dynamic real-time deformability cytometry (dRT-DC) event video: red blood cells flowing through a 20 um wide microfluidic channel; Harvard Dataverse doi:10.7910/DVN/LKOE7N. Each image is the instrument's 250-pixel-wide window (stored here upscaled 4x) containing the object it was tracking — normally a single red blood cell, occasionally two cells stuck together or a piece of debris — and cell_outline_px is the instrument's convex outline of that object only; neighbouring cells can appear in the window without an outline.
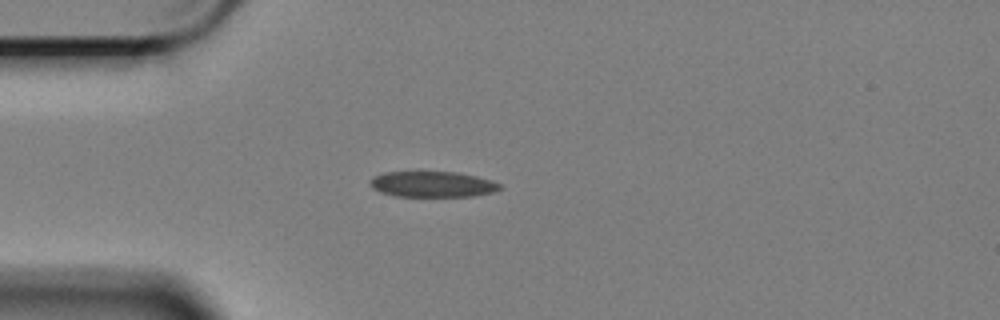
{"species": "Egyptian fruit bat (a non-hibernating species)", "species_latin": "Rousettus aegyptiacus", "temperature_condition": "cold", "stored_images_in_passage": 7, "camera_frame_rate_fps": 3000, "um_per_image_px": 0.085, "animal": {"sex": "female"}, "frame": {"image": 1, "passage_image": 1, "time_ms": 0.0, "image_size_px": [1000, 320], "cell_outline_px": [[504, 188], [492, 192], [472, 196], [396, 196], [380, 192], [372, 188], [372, 176], [384, 172], [456, 172], [476, 176], [492, 180], [500, 184]], "centroid_in_image_um": [36.78, 15.66], "position_along_channel_um": 48.2, "area_um2": 19.36}}